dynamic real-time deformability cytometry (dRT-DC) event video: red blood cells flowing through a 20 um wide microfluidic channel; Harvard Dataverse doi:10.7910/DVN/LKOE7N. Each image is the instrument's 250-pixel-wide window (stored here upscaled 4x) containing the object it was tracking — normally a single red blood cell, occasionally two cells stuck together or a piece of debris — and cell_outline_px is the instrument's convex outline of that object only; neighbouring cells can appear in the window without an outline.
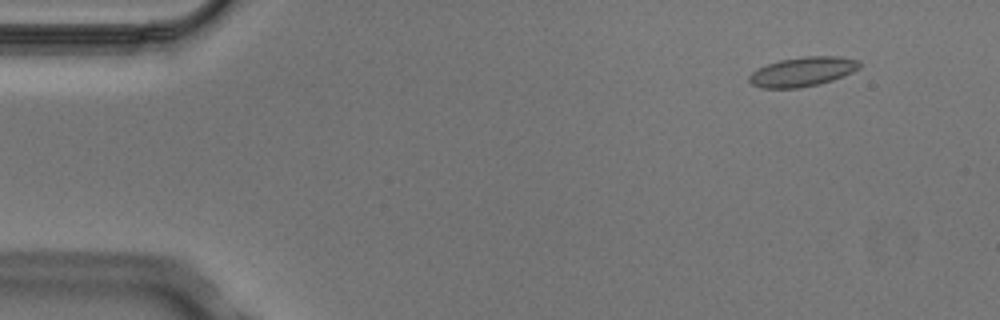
{"species": "Egyptian fruit bat (a non-hibernating species)", "species_latin": "Rousettus aegyptiacus", "temperature_condition": "cold", "stored_images_in_passage": 4, "camera_frame_rate_fps": 3000, "um_per_image_px": 0.085, "animal": {"sex": "male"}, "frame": {"image": 1, "passage_image": 1, "time_ms": 0.0, "image_size_px": [1000, 320], "cell_outline_px": [[860, 68], [852, 72], [832, 80], [820, 84], [800, 88], [760, 88], [752, 84], [748, 80], [748, 76], [752, 72], [768, 64], [780, 60], [804, 56], [840, 56], [860, 60]], "centroid_in_image_um": [68.23, 6.09], "position_along_channel_um": 16.8, "area_um2": 18.96}}
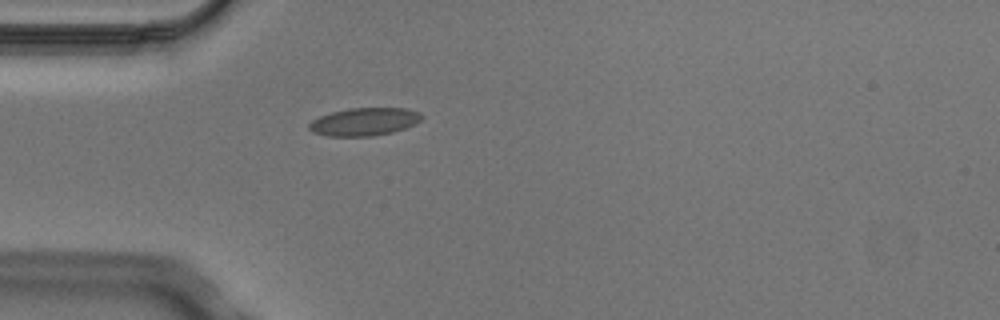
{"frame": {"image": 2, "passage_image": 4, "time_ms": 1.0, "image_size_px": [1000, 320], "cell_outline_px": [[424, 116], [416, 124], [392, 132], [372, 136], [328, 136], [312, 132], [308, 128], [308, 124], [312, 120], [320, 116], [332, 112], [348, 108], [408, 108], [420, 112]], "centroid_in_image_um": [30.97, 10.34], "position_along_channel_um": 54.0, "area_um2": 18.38}}